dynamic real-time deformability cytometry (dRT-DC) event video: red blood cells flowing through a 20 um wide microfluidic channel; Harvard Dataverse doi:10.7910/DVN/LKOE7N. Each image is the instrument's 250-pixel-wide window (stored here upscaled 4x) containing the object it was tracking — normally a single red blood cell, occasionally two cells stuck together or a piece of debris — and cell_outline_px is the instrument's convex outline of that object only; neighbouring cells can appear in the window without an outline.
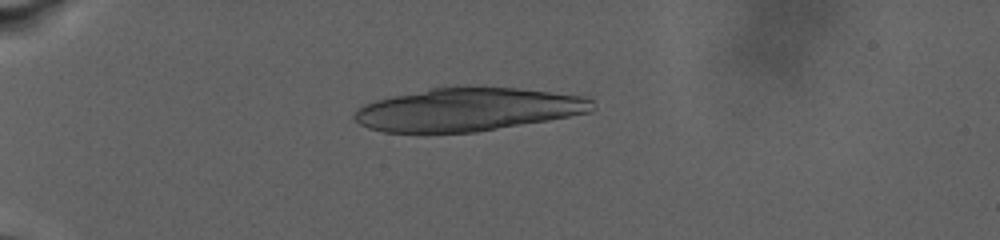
{"species": "human", "species_latin": "Homo sapiens", "temperature_condition": "warm", "stored_images_in_passage": 9, "camera_frame_rate_fps": 3000, "um_per_image_px": 0.085, "donor": {"sex": "male"}, "frame": {"image": 1, "passage_image": 1, "time_ms": 0.0, "image_size_px": [1000, 240], "cell_outline_px": [[596, 108], [592, 112], [548, 120], [476, 132], [428, 136], [384, 132], [368, 128], [360, 124], [352, 116], [364, 104], [376, 100], [392, 96], [428, 88], [516, 88], [588, 96], [592, 100]], "centroid_in_image_um": [39.74, 9.36], "position_along_channel_um": 45.3, "area_um2": 60.63}}